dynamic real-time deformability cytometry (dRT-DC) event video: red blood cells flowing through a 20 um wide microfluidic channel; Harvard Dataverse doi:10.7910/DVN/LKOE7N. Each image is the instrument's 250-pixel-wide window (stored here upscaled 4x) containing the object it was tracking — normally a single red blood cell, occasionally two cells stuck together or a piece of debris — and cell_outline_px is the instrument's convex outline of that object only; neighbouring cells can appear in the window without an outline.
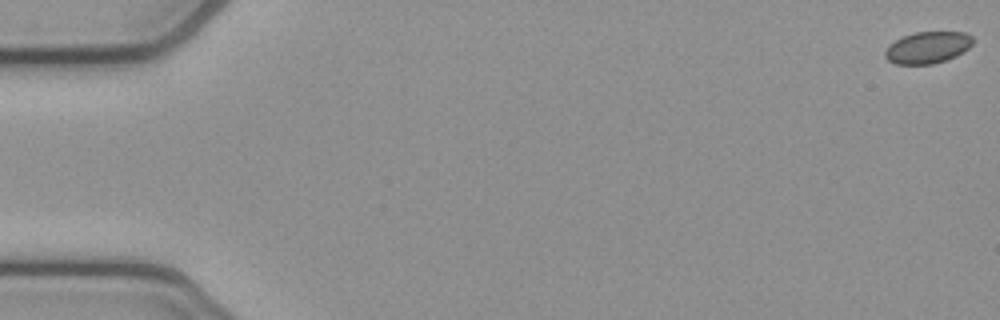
{"species": "common noctule bat (a hibernating species)", "species_latin": "Nyctalus noctula", "temperature_condition": "cold", "stored_images_in_passage": 7, "camera_frame_rate_fps": 3000, "um_per_image_px": 0.085, "animal": {"sex": "female", "body_mass_g": 21.9}, "frame": {"image": 1, "passage_image": 1, "time_ms": 0.0, "image_size_px": [1000, 320], "cell_outline_px": [[972, 44], [968, 48], [956, 56], [932, 64], [896, 64], [888, 60], [884, 56], [884, 52], [888, 44], [904, 36], [916, 32], [964, 32], [972, 36]], "centroid_in_image_um": [78.82, 4.04], "position_along_channel_um": 6.2, "area_um2": 16.13}}